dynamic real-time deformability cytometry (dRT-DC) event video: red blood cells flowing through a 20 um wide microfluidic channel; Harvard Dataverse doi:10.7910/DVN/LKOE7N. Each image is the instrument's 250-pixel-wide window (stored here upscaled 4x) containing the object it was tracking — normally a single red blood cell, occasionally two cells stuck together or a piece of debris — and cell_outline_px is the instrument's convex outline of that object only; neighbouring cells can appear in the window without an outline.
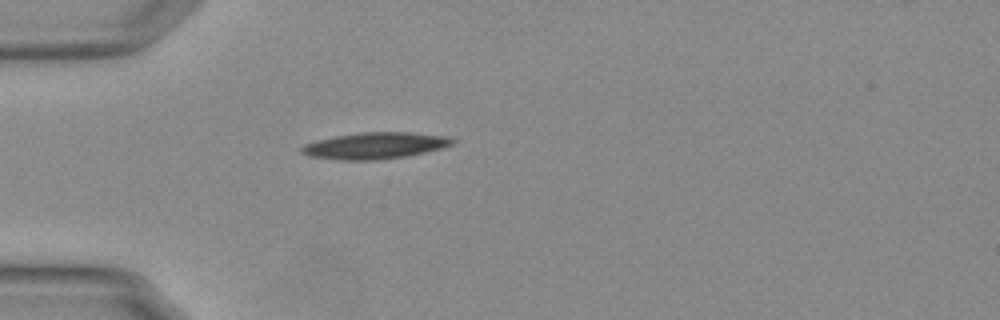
{"species": "Egyptian fruit bat (a non-hibernating species)", "species_latin": "Rousettus aegyptiacus", "temperature_condition": "warm", "stored_images_in_passage": 32, "camera_frame_rate_fps": 3000, "um_per_image_px": 0.085, "animal": {"sex": "female"}, "frame": {"image": 1, "passage_image": 1, "time_ms": 0.0, "image_size_px": [1000, 320], "cell_outline_px": [[456, 140], [452, 144], [440, 148], [424, 152], [404, 156], [380, 160], [340, 160], [308, 156], [300, 152], [300, 148], [304, 144], [336, 136], [360, 132], [408, 132], [448, 136]], "centroid_in_image_um": [31.86, 12.38], "position_along_channel_um": 53.1, "area_um2": 23.12}}
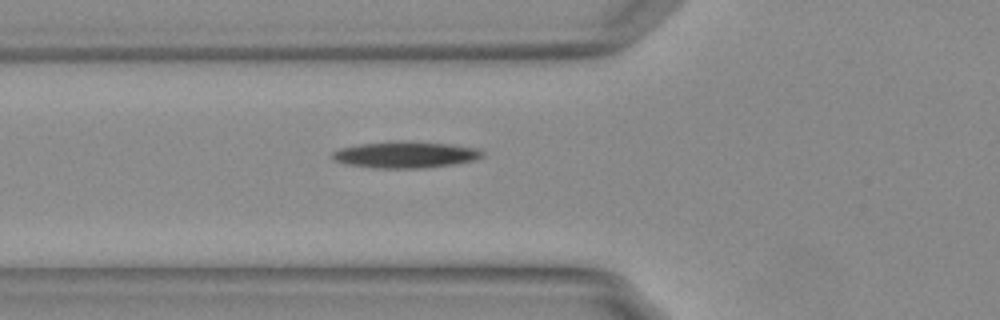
{"frame": {"image": 2, "passage_image": 5, "time_ms": 1.333, "image_size_px": [1000, 320], "cell_outline_px": [[484, 156], [476, 160], [452, 164], [424, 168], [380, 168], [348, 164], [336, 160], [332, 156], [332, 152], [340, 148], [360, 144], [448, 144], [476, 148], [484, 152]], "centroid_in_image_um": [34.51, 13.2], "position_along_channel_um": 91.3, "area_um2": 21.68}}
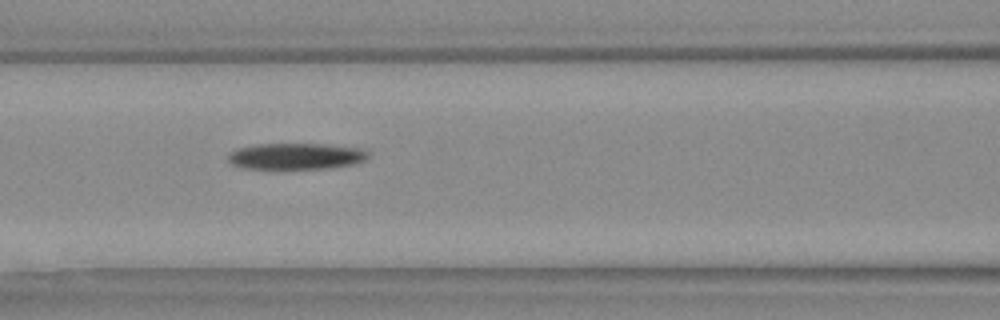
{"frame": {"image": 3, "passage_image": 9, "time_ms": 2.667, "image_size_px": [1000, 320], "cell_outline_px": [[368, 156], [364, 160], [352, 164], [332, 168], [240, 168], [232, 164], [228, 160], [228, 156], [236, 148], [252, 144], [320, 144], [360, 148], [368, 152]], "centroid_in_image_um": [25.12, 13.27], "position_along_channel_um": 141.5, "area_um2": 21.27}, "authors_computed_cell_mechanics": {"area_um2": 22.542, "velocity_mm_per_s": 3.727, "shape_relaxation_time_tau1_ms": 5.8148, "shape_relaxation_time_tau2_ms": null, "deformation_change_tau1": 0.1487, "deformation_change_tau2": null}}